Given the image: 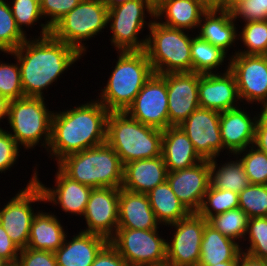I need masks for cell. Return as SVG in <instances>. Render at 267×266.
Segmentation results:
<instances>
[{"mask_svg": "<svg viewBox=\"0 0 267 266\" xmlns=\"http://www.w3.org/2000/svg\"><path fill=\"white\" fill-rule=\"evenodd\" d=\"M7 54L17 57L24 97H44L43 90L83 56L52 34L28 38Z\"/></svg>", "mask_w": 267, "mask_h": 266, "instance_id": "1", "label": "cell"}, {"mask_svg": "<svg viewBox=\"0 0 267 266\" xmlns=\"http://www.w3.org/2000/svg\"><path fill=\"white\" fill-rule=\"evenodd\" d=\"M109 111L97 99L75 108L54 112L51 141L47 149L56 163L66 155L106 142Z\"/></svg>", "mask_w": 267, "mask_h": 266, "instance_id": "2", "label": "cell"}, {"mask_svg": "<svg viewBox=\"0 0 267 266\" xmlns=\"http://www.w3.org/2000/svg\"><path fill=\"white\" fill-rule=\"evenodd\" d=\"M57 167L70 179L92 188H121L124 165L107 143L66 155Z\"/></svg>", "mask_w": 267, "mask_h": 266, "instance_id": "3", "label": "cell"}, {"mask_svg": "<svg viewBox=\"0 0 267 266\" xmlns=\"http://www.w3.org/2000/svg\"><path fill=\"white\" fill-rule=\"evenodd\" d=\"M117 62L98 100L109 112H124L154 73L147 53L118 51Z\"/></svg>", "mask_w": 267, "mask_h": 266, "instance_id": "4", "label": "cell"}, {"mask_svg": "<svg viewBox=\"0 0 267 266\" xmlns=\"http://www.w3.org/2000/svg\"><path fill=\"white\" fill-rule=\"evenodd\" d=\"M163 130L144 125L124 112H109L106 142L123 165L161 156Z\"/></svg>", "mask_w": 267, "mask_h": 266, "instance_id": "5", "label": "cell"}, {"mask_svg": "<svg viewBox=\"0 0 267 266\" xmlns=\"http://www.w3.org/2000/svg\"><path fill=\"white\" fill-rule=\"evenodd\" d=\"M188 32L168 27L153 19L149 35L145 36L147 37L145 51L155 74L192 72L193 36Z\"/></svg>", "mask_w": 267, "mask_h": 266, "instance_id": "6", "label": "cell"}, {"mask_svg": "<svg viewBox=\"0 0 267 266\" xmlns=\"http://www.w3.org/2000/svg\"><path fill=\"white\" fill-rule=\"evenodd\" d=\"M44 100V97H23L9 101L7 125L11 131L8 132L25 150L40 143L46 151L49 147L54 111L48 109Z\"/></svg>", "mask_w": 267, "mask_h": 266, "instance_id": "7", "label": "cell"}, {"mask_svg": "<svg viewBox=\"0 0 267 266\" xmlns=\"http://www.w3.org/2000/svg\"><path fill=\"white\" fill-rule=\"evenodd\" d=\"M107 25L108 8L102 0H82L51 28V34L84 56V41L100 34Z\"/></svg>", "mask_w": 267, "mask_h": 266, "instance_id": "8", "label": "cell"}, {"mask_svg": "<svg viewBox=\"0 0 267 266\" xmlns=\"http://www.w3.org/2000/svg\"><path fill=\"white\" fill-rule=\"evenodd\" d=\"M146 11V12H145ZM155 19V8L147 0H131L108 9V25L112 32L110 39L117 51H143L147 37L139 39L138 34L145 26L149 29Z\"/></svg>", "mask_w": 267, "mask_h": 266, "instance_id": "9", "label": "cell"}, {"mask_svg": "<svg viewBox=\"0 0 267 266\" xmlns=\"http://www.w3.org/2000/svg\"><path fill=\"white\" fill-rule=\"evenodd\" d=\"M33 172L26 187L0 208V224L20 249L28 245L31 223L37 213L34 212L32 204L45 203L44 193L36 182L37 171Z\"/></svg>", "mask_w": 267, "mask_h": 266, "instance_id": "10", "label": "cell"}, {"mask_svg": "<svg viewBox=\"0 0 267 266\" xmlns=\"http://www.w3.org/2000/svg\"><path fill=\"white\" fill-rule=\"evenodd\" d=\"M158 229L117 228L109 242L130 266H146L166 260V242Z\"/></svg>", "mask_w": 267, "mask_h": 266, "instance_id": "11", "label": "cell"}, {"mask_svg": "<svg viewBox=\"0 0 267 266\" xmlns=\"http://www.w3.org/2000/svg\"><path fill=\"white\" fill-rule=\"evenodd\" d=\"M207 220L197 212L168 225L174 228L172 238L166 242V259L175 266H197L200 261L201 242Z\"/></svg>", "mask_w": 267, "mask_h": 266, "instance_id": "12", "label": "cell"}, {"mask_svg": "<svg viewBox=\"0 0 267 266\" xmlns=\"http://www.w3.org/2000/svg\"><path fill=\"white\" fill-rule=\"evenodd\" d=\"M227 60L236 78L240 103L245 100L263 106L267 102V57L232 52Z\"/></svg>", "mask_w": 267, "mask_h": 266, "instance_id": "13", "label": "cell"}, {"mask_svg": "<svg viewBox=\"0 0 267 266\" xmlns=\"http://www.w3.org/2000/svg\"><path fill=\"white\" fill-rule=\"evenodd\" d=\"M125 112L144 125L167 129L169 118L166 80L160 74L153 73Z\"/></svg>", "mask_w": 267, "mask_h": 266, "instance_id": "14", "label": "cell"}, {"mask_svg": "<svg viewBox=\"0 0 267 266\" xmlns=\"http://www.w3.org/2000/svg\"><path fill=\"white\" fill-rule=\"evenodd\" d=\"M179 127L203 160L216 159L225 150L221 139L220 112L199 107Z\"/></svg>", "mask_w": 267, "mask_h": 266, "instance_id": "15", "label": "cell"}, {"mask_svg": "<svg viewBox=\"0 0 267 266\" xmlns=\"http://www.w3.org/2000/svg\"><path fill=\"white\" fill-rule=\"evenodd\" d=\"M119 188H93L86 205L83 219L86 233L101 235L110 240L117 231L119 220Z\"/></svg>", "mask_w": 267, "mask_h": 266, "instance_id": "16", "label": "cell"}, {"mask_svg": "<svg viewBox=\"0 0 267 266\" xmlns=\"http://www.w3.org/2000/svg\"><path fill=\"white\" fill-rule=\"evenodd\" d=\"M161 76L167 85L169 127L179 126L199 108V73L180 72Z\"/></svg>", "mask_w": 267, "mask_h": 266, "instance_id": "17", "label": "cell"}, {"mask_svg": "<svg viewBox=\"0 0 267 266\" xmlns=\"http://www.w3.org/2000/svg\"><path fill=\"white\" fill-rule=\"evenodd\" d=\"M224 67V73L199 74L200 108L223 112L240 106L236 78L230 71V62Z\"/></svg>", "mask_w": 267, "mask_h": 266, "instance_id": "18", "label": "cell"}, {"mask_svg": "<svg viewBox=\"0 0 267 266\" xmlns=\"http://www.w3.org/2000/svg\"><path fill=\"white\" fill-rule=\"evenodd\" d=\"M167 182L185 207L190 212H197L210 186V160H203L192 167L168 172Z\"/></svg>", "mask_w": 267, "mask_h": 266, "instance_id": "19", "label": "cell"}, {"mask_svg": "<svg viewBox=\"0 0 267 266\" xmlns=\"http://www.w3.org/2000/svg\"><path fill=\"white\" fill-rule=\"evenodd\" d=\"M56 171L55 186L52 188L43 184L36 172V182L44 193L45 203L59 205L65 213L83 216L93 188L70 179L59 168Z\"/></svg>", "mask_w": 267, "mask_h": 266, "instance_id": "20", "label": "cell"}, {"mask_svg": "<svg viewBox=\"0 0 267 266\" xmlns=\"http://www.w3.org/2000/svg\"><path fill=\"white\" fill-rule=\"evenodd\" d=\"M250 116L241 107L220 112V131L225 152L235 155L253 145L259 114L256 113L253 119Z\"/></svg>", "mask_w": 267, "mask_h": 266, "instance_id": "21", "label": "cell"}, {"mask_svg": "<svg viewBox=\"0 0 267 266\" xmlns=\"http://www.w3.org/2000/svg\"><path fill=\"white\" fill-rule=\"evenodd\" d=\"M168 169L162 155L152 159L134 160L124 165L121 188L147 194L167 181Z\"/></svg>", "mask_w": 267, "mask_h": 266, "instance_id": "22", "label": "cell"}, {"mask_svg": "<svg viewBox=\"0 0 267 266\" xmlns=\"http://www.w3.org/2000/svg\"><path fill=\"white\" fill-rule=\"evenodd\" d=\"M118 211V228L149 230L160 227L147 194L119 188Z\"/></svg>", "mask_w": 267, "mask_h": 266, "instance_id": "23", "label": "cell"}, {"mask_svg": "<svg viewBox=\"0 0 267 266\" xmlns=\"http://www.w3.org/2000/svg\"><path fill=\"white\" fill-rule=\"evenodd\" d=\"M54 252L57 266H91L100 250L109 242L101 235L79 231Z\"/></svg>", "mask_w": 267, "mask_h": 266, "instance_id": "24", "label": "cell"}, {"mask_svg": "<svg viewBox=\"0 0 267 266\" xmlns=\"http://www.w3.org/2000/svg\"><path fill=\"white\" fill-rule=\"evenodd\" d=\"M161 155L168 172L189 168L203 161L179 126L163 130Z\"/></svg>", "mask_w": 267, "mask_h": 266, "instance_id": "25", "label": "cell"}, {"mask_svg": "<svg viewBox=\"0 0 267 266\" xmlns=\"http://www.w3.org/2000/svg\"><path fill=\"white\" fill-rule=\"evenodd\" d=\"M207 11L197 0H163L155 8V19L168 27L192 31L198 29L200 20Z\"/></svg>", "mask_w": 267, "mask_h": 266, "instance_id": "26", "label": "cell"}, {"mask_svg": "<svg viewBox=\"0 0 267 266\" xmlns=\"http://www.w3.org/2000/svg\"><path fill=\"white\" fill-rule=\"evenodd\" d=\"M198 27L200 30L196 35L226 53L236 40L238 41V28L230 11L208 10L202 16Z\"/></svg>", "mask_w": 267, "mask_h": 266, "instance_id": "27", "label": "cell"}, {"mask_svg": "<svg viewBox=\"0 0 267 266\" xmlns=\"http://www.w3.org/2000/svg\"><path fill=\"white\" fill-rule=\"evenodd\" d=\"M43 211L38 210L32 220L27 248L55 252L67 233L55 214Z\"/></svg>", "mask_w": 267, "mask_h": 266, "instance_id": "28", "label": "cell"}, {"mask_svg": "<svg viewBox=\"0 0 267 266\" xmlns=\"http://www.w3.org/2000/svg\"><path fill=\"white\" fill-rule=\"evenodd\" d=\"M215 230L208 223L204 227L198 266H212L225 261H239L241 244Z\"/></svg>", "mask_w": 267, "mask_h": 266, "instance_id": "29", "label": "cell"}, {"mask_svg": "<svg viewBox=\"0 0 267 266\" xmlns=\"http://www.w3.org/2000/svg\"><path fill=\"white\" fill-rule=\"evenodd\" d=\"M150 206L157 221L162 225H170L187 217L191 212L177 198L170 184L165 181L147 193Z\"/></svg>", "mask_w": 267, "mask_h": 266, "instance_id": "30", "label": "cell"}, {"mask_svg": "<svg viewBox=\"0 0 267 266\" xmlns=\"http://www.w3.org/2000/svg\"><path fill=\"white\" fill-rule=\"evenodd\" d=\"M233 157H236L235 161L228 160L227 162L226 160L219 166L216 162L217 158L210 160V184L214 188L230 190L239 194L250 185V182L242 162L238 159L239 156L233 155Z\"/></svg>", "mask_w": 267, "mask_h": 266, "instance_id": "31", "label": "cell"}, {"mask_svg": "<svg viewBox=\"0 0 267 266\" xmlns=\"http://www.w3.org/2000/svg\"><path fill=\"white\" fill-rule=\"evenodd\" d=\"M226 55L227 53L221 48L201 39L198 35H193L191 42L192 72L199 74L217 73L220 65H224Z\"/></svg>", "mask_w": 267, "mask_h": 266, "instance_id": "32", "label": "cell"}, {"mask_svg": "<svg viewBox=\"0 0 267 266\" xmlns=\"http://www.w3.org/2000/svg\"><path fill=\"white\" fill-rule=\"evenodd\" d=\"M248 221V215L240 208H235L213 216L207 222L224 236L239 243L246 238Z\"/></svg>", "mask_w": 267, "mask_h": 266, "instance_id": "33", "label": "cell"}, {"mask_svg": "<svg viewBox=\"0 0 267 266\" xmlns=\"http://www.w3.org/2000/svg\"><path fill=\"white\" fill-rule=\"evenodd\" d=\"M235 208H239L237 192L217 189L210 184L197 213L208 221L213 216Z\"/></svg>", "mask_w": 267, "mask_h": 266, "instance_id": "34", "label": "cell"}, {"mask_svg": "<svg viewBox=\"0 0 267 266\" xmlns=\"http://www.w3.org/2000/svg\"><path fill=\"white\" fill-rule=\"evenodd\" d=\"M27 38L18 28L8 2L0 0V51L12 52Z\"/></svg>", "mask_w": 267, "mask_h": 266, "instance_id": "35", "label": "cell"}, {"mask_svg": "<svg viewBox=\"0 0 267 266\" xmlns=\"http://www.w3.org/2000/svg\"><path fill=\"white\" fill-rule=\"evenodd\" d=\"M238 40L244 43L243 51L234 54L265 55L267 53V20L245 22ZM240 38V39H239Z\"/></svg>", "mask_w": 267, "mask_h": 266, "instance_id": "36", "label": "cell"}, {"mask_svg": "<svg viewBox=\"0 0 267 266\" xmlns=\"http://www.w3.org/2000/svg\"><path fill=\"white\" fill-rule=\"evenodd\" d=\"M238 155L250 184L267 185V154L251 145L249 150L247 147L235 154Z\"/></svg>", "mask_w": 267, "mask_h": 266, "instance_id": "37", "label": "cell"}, {"mask_svg": "<svg viewBox=\"0 0 267 266\" xmlns=\"http://www.w3.org/2000/svg\"><path fill=\"white\" fill-rule=\"evenodd\" d=\"M246 237L244 241L248 239L249 247L241 248L242 252L256 259L267 260V217L249 218Z\"/></svg>", "mask_w": 267, "mask_h": 266, "instance_id": "38", "label": "cell"}, {"mask_svg": "<svg viewBox=\"0 0 267 266\" xmlns=\"http://www.w3.org/2000/svg\"><path fill=\"white\" fill-rule=\"evenodd\" d=\"M239 196V208L249 218L267 217V185L250 184Z\"/></svg>", "mask_w": 267, "mask_h": 266, "instance_id": "39", "label": "cell"}, {"mask_svg": "<svg viewBox=\"0 0 267 266\" xmlns=\"http://www.w3.org/2000/svg\"><path fill=\"white\" fill-rule=\"evenodd\" d=\"M81 1L82 0H41L40 10L46 22H44L45 24L41 23L39 25L42 27L39 37L51 34V28ZM47 18H49V20H47Z\"/></svg>", "mask_w": 267, "mask_h": 266, "instance_id": "40", "label": "cell"}, {"mask_svg": "<svg viewBox=\"0 0 267 266\" xmlns=\"http://www.w3.org/2000/svg\"><path fill=\"white\" fill-rule=\"evenodd\" d=\"M16 64L0 60V95L8 101L24 97L17 57Z\"/></svg>", "mask_w": 267, "mask_h": 266, "instance_id": "41", "label": "cell"}, {"mask_svg": "<svg viewBox=\"0 0 267 266\" xmlns=\"http://www.w3.org/2000/svg\"><path fill=\"white\" fill-rule=\"evenodd\" d=\"M9 5L18 28L25 35L27 34L24 27L32 28L36 22L39 23L43 19L38 0H12Z\"/></svg>", "mask_w": 267, "mask_h": 266, "instance_id": "42", "label": "cell"}, {"mask_svg": "<svg viewBox=\"0 0 267 266\" xmlns=\"http://www.w3.org/2000/svg\"><path fill=\"white\" fill-rule=\"evenodd\" d=\"M229 11L235 22L239 18L244 23L267 20V0H242Z\"/></svg>", "mask_w": 267, "mask_h": 266, "instance_id": "43", "label": "cell"}, {"mask_svg": "<svg viewBox=\"0 0 267 266\" xmlns=\"http://www.w3.org/2000/svg\"><path fill=\"white\" fill-rule=\"evenodd\" d=\"M21 147L8 131L0 127V173H5L17 163Z\"/></svg>", "mask_w": 267, "mask_h": 266, "instance_id": "44", "label": "cell"}, {"mask_svg": "<svg viewBox=\"0 0 267 266\" xmlns=\"http://www.w3.org/2000/svg\"><path fill=\"white\" fill-rule=\"evenodd\" d=\"M16 266H57V262L54 252L26 247L20 249Z\"/></svg>", "mask_w": 267, "mask_h": 266, "instance_id": "45", "label": "cell"}, {"mask_svg": "<svg viewBox=\"0 0 267 266\" xmlns=\"http://www.w3.org/2000/svg\"><path fill=\"white\" fill-rule=\"evenodd\" d=\"M91 266H130L118 253L117 249L108 242L97 254Z\"/></svg>", "mask_w": 267, "mask_h": 266, "instance_id": "46", "label": "cell"}, {"mask_svg": "<svg viewBox=\"0 0 267 266\" xmlns=\"http://www.w3.org/2000/svg\"><path fill=\"white\" fill-rule=\"evenodd\" d=\"M20 254V248L10 239L7 232L0 224V256L6 259L10 264L16 265Z\"/></svg>", "mask_w": 267, "mask_h": 266, "instance_id": "47", "label": "cell"}, {"mask_svg": "<svg viewBox=\"0 0 267 266\" xmlns=\"http://www.w3.org/2000/svg\"><path fill=\"white\" fill-rule=\"evenodd\" d=\"M253 145L267 154V117L259 112Z\"/></svg>", "mask_w": 267, "mask_h": 266, "instance_id": "48", "label": "cell"}, {"mask_svg": "<svg viewBox=\"0 0 267 266\" xmlns=\"http://www.w3.org/2000/svg\"><path fill=\"white\" fill-rule=\"evenodd\" d=\"M239 266H267V260L256 259L242 252L239 257Z\"/></svg>", "mask_w": 267, "mask_h": 266, "instance_id": "49", "label": "cell"}, {"mask_svg": "<svg viewBox=\"0 0 267 266\" xmlns=\"http://www.w3.org/2000/svg\"><path fill=\"white\" fill-rule=\"evenodd\" d=\"M207 10H222V0H197Z\"/></svg>", "mask_w": 267, "mask_h": 266, "instance_id": "50", "label": "cell"}, {"mask_svg": "<svg viewBox=\"0 0 267 266\" xmlns=\"http://www.w3.org/2000/svg\"><path fill=\"white\" fill-rule=\"evenodd\" d=\"M8 105L9 101L0 95V121L5 118L8 119Z\"/></svg>", "mask_w": 267, "mask_h": 266, "instance_id": "51", "label": "cell"}, {"mask_svg": "<svg viewBox=\"0 0 267 266\" xmlns=\"http://www.w3.org/2000/svg\"><path fill=\"white\" fill-rule=\"evenodd\" d=\"M242 0H222V10L229 11L233 6Z\"/></svg>", "mask_w": 267, "mask_h": 266, "instance_id": "52", "label": "cell"}, {"mask_svg": "<svg viewBox=\"0 0 267 266\" xmlns=\"http://www.w3.org/2000/svg\"><path fill=\"white\" fill-rule=\"evenodd\" d=\"M127 1H131V0H102V2L104 3V5L110 9L114 6H117L119 4H122V3H126Z\"/></svg>", "mask_w": 267, "mask_h": 266, "instance_id": "53", "label": "cell"}, {"mask_svg": "<svg viewBox=\"0 0 267 266\" xmlns=\"http://www.w3.org/2000/svg\"><path fill=\"white\" fill-rule=\"evenodd\" d=\"M212 266H239V261H225Z\"/></svg>", "mask_w": 267, "mask_h": 266, "instance_id": "54", "label": "cell"}, {"mask_svg": "<svg viewBox=\"0 0 267 266\" xmlns=\"http://www.w3.org/2000/svg\"><path fill=\"white\" fill-rule=\"evenodd\" d=\"M146 266H175L172 262H170L169 260H164L158 263H152Z\"/></svg>", "mask_w": 267, "mask_h": 266, "instance_id": "55", "label": "cell"}, {"mask_svg": "<svg viewBox=\"0 0 267 266\" xmlns=\"http://www.w3.org/2000/svg\"><path fill=\"white\" fill-rule=\"evenodd\" d=\"M154 8H156L163 0H147Z\"/></svg>", "mask_w": 267, "mask_h": 266, "instance_id": "56", "label": "cell"}, {"mask_svg": "<svg viewBox=\"0 0 267 266\" xmlns=\"http://www.w3.org/2000/svg\"><path fill=\"white\" fill-rule=\"evenodd\" d=\"M9 265L10 263L6 259L0 256V266H9Z\"/></svg>", "mask_w": 267, "mask_h": 266, "instance_id": "57", "label": "cell"}, {"mask_svg": "<svg viewBox=\"0 0 267 266\" xmlns=\"http://www.w3.org/2000/svg\"><path fill=\"white\" fill-rule=\"evenodd\" d=\"M259 109H261V112L267 117V102Z\"/></svg>", "mask_w": 267, "mask_h": 266, "instance_id": "58", "label": "cell"}]
</instances>
